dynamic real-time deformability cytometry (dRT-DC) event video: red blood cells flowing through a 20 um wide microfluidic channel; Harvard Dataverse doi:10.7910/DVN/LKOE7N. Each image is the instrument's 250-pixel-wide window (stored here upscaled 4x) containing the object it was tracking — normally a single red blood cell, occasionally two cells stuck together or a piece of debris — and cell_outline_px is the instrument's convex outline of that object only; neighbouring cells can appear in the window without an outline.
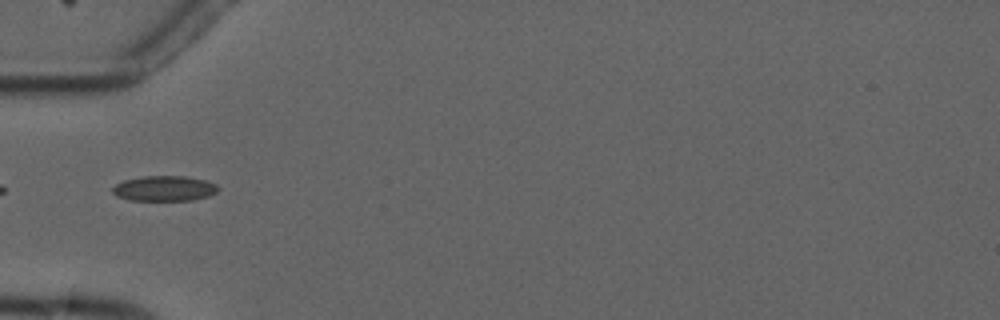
{"species": "common noctule bat (a hibernating species)", "species_latin": "Nyctalus noctula", "temperature_condition": "cold", "stored_images_in_passage": 9, "camera_frame_rate_fps": 3000, "um_per_image_px": 0.085, "animal": {"sex": "male", "forearm_length_mm": 52.5}, "frame": {"image": 1, "passage_image": 6, "time_ms": 6.0, "image_size_px": [1000, 320], "cell_outline_px": [[220, 188], [216, 192], [208, 196], [192, 200], [128, 200], [116, 196], [112, 192], [112, 188], [116, 184], [124, 180], [144, 176], [184, 176], [204, 180], [216, 184]], "centroid_in_image_um": [13.95, 16.02], "position_along_channel_um": 71.0, "area_um2": 15.49}}
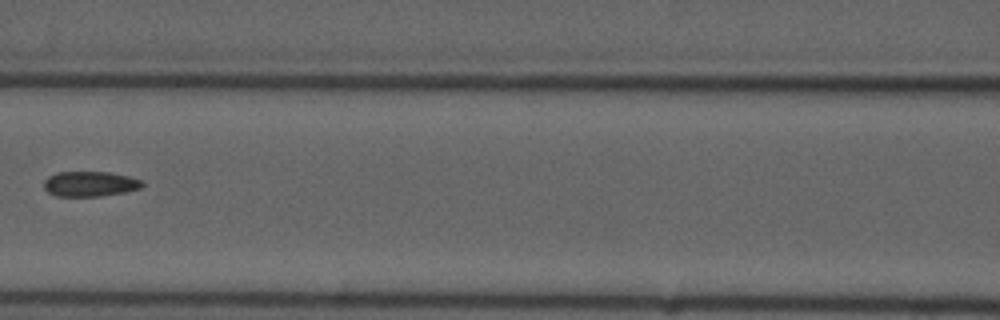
{"frame": {"image": 2, "passage_image": 8, "time_ms": 8.333, "image_size_px": [1000, 320], "cell_outline_px": [[144, 184], [140, 188], [124, 192], [100, 196], [56, 196], [48, 192], [44, 188], [44, 180], [48, 176], [56, 172], [108, 172], [128, 176], [140, 180]], "centroid_in_image_um": [7.61, 15.63], "position_along_channel_um": 159.0, "area_um2": 14.33}}
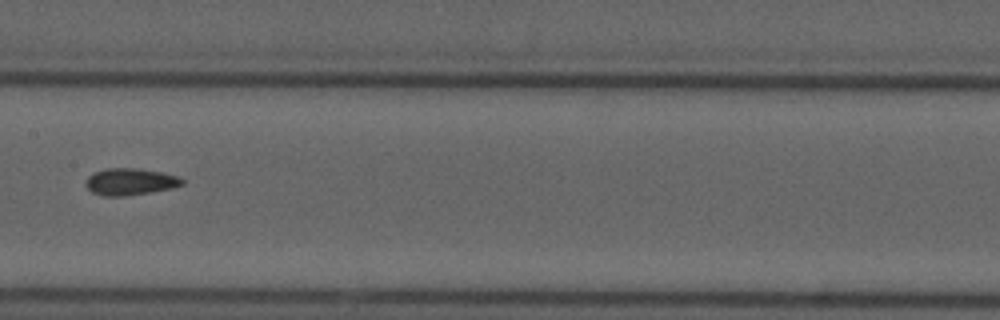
{"frame": {"image": 3, "passage_image": 9, "time_ms": 9.333, "image_size_px": [1000, 320], "cell_outline_px": [[184, 184], [172, 188], [124, 196], [104, 196], [92, 192], [84, 184], [88, 176], [104, 168], [136, 168], [160, 172], [180, 176], [184, 180]], "centroid_in_image_um": [11.06, 15.44], "position_along_channel_um": 196.3, "area_um2": 15.03}}